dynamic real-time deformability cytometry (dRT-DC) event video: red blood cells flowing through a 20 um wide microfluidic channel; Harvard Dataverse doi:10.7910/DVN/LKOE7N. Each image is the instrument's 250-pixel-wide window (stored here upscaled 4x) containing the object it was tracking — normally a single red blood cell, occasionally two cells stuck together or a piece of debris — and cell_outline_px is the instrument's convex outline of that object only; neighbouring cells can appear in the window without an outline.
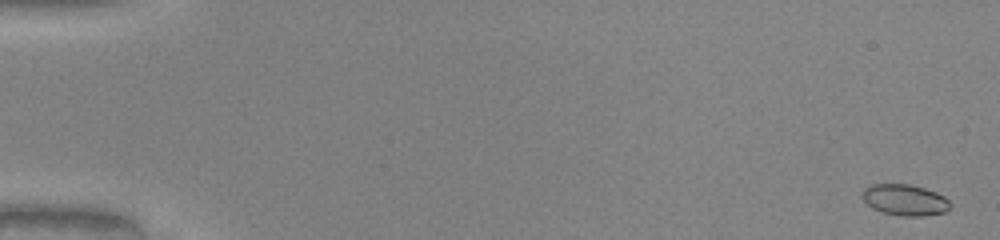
{"species": "common noctule bat (a hibernating species)", "species_latin": "Nyctalus noctula", "temperature_condition": "warm", "stored_images_in_passage": 52, "camera_frame_rate_fps": 3000, "um_per_image_px": 0.085, "animal": {"sex": "male", "body_mass_g": 20.0, "forearm_length_mm": 53.3}, "frame": {"image": 1, "passage_image": 2, "time_ms": 0.333, "image_size_px": [1000, 240], "cell_outline_px": [[952, 204], [944, 212], [920, 216], [900, 216], [884, 212], [872, 208], [860, 196], [864, 188], [872, 184], [908, 184], [924, 188], [936, 192], [944, 196]], "centroid_in_image_um": [76.89, 16.98], "position_along_channel_um": 8.1, "area_um2": 15.9}}
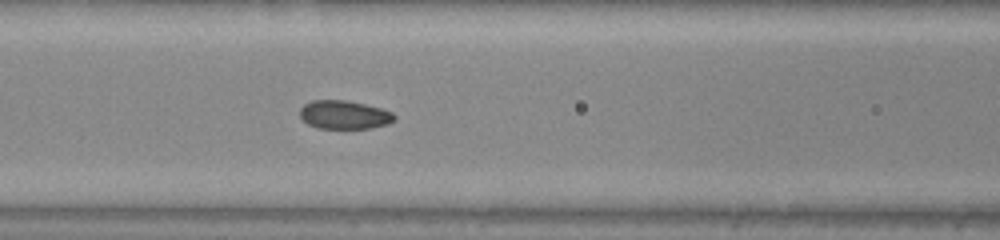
{"frame": {"image": 2, "passage_image": 24, "time_ms": 7.667, "image_size_px": [1000, 240], "cell_outline_px": [[396, 120], [388, 124], [372, 128], [316, 128], [308, 124], [300, 116], [300, 108], [304, 104], [312, 100], [348, 100], [380, 108], [392, 112], [396, 116]], "centroid_in_image_um": [29.27, 9.75], "position_along_channel_um": 137.3, "area_um2": 15.78}}
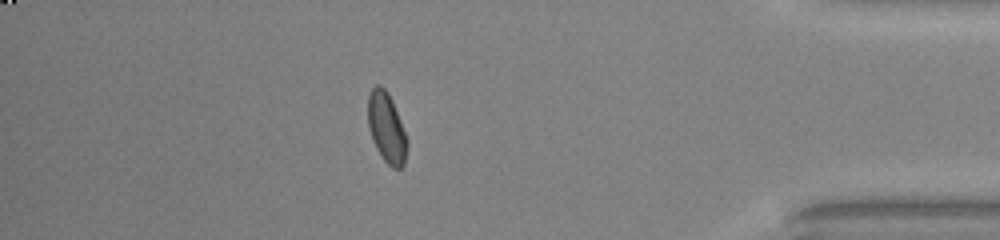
{"frame": {"image": 3, "passage_image": 46, "time_ms": 15.0, "image_size_px": [1000, 240], "cell_outline_px": [[408, 144], [404, 164], [400, 168], [392, 168], [384, 160], [376, 148], [372, 140], [368, 128], [368, 96], [372, 88], [376, 84], [380, 84], [388, 92], [392, 100], [408, 140]], "centroid_in_image_um": [32.85, 10.85], "position_along_channel_um": 402.4, "area_um2": 16.07}, "authors_computed_cell_mechanics": {"area_um2": 15.9528, "velocity_mm_per_s": 4.1048, "shape_relaxation_time_tau1_ms": 8.9029, "shape_relaxation_time_tau2_ms": 1.0436, "deformation_change_tau1": 0.177, "deformation_change_tau2": 0.047}}